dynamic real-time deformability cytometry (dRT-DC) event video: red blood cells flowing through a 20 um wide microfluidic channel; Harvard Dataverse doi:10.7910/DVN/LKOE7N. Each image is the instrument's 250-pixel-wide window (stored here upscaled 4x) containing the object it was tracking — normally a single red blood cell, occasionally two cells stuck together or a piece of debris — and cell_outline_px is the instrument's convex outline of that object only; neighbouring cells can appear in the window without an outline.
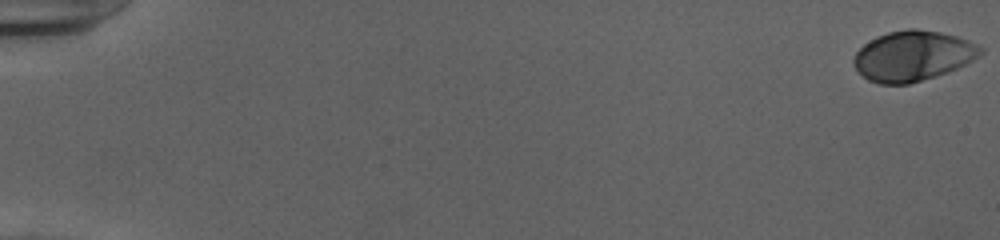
{"species": "human", "species_latin": "Homo sapiens", "temperature_condition": "cold", "stored_images_in_passage": 54, "camera_frame_rate_fps": 3000, "um_per_image_px": 0.085, "donor": {"sex": "female"}, "frame": {"image": 1, "passage_image": 1, "time_ms": 0.0, "image_size_px": [1000, 240], "cell_outline_px": [[984, 52], [980, 56], [948, 72], [936, 76], [908, 84], [880, 84], [868, 80], [856, 68], [852, 60], [856, 52], [864, 44], [876, 36], [888, 32], [908, 28], [916, 28], [940, 32], [956, 36], [968, 40], [984, 48]], "centroid_in_image_um": [77.6, 4.74], "position_along_channel_um": 7.4, "area_um2": 37.05}}
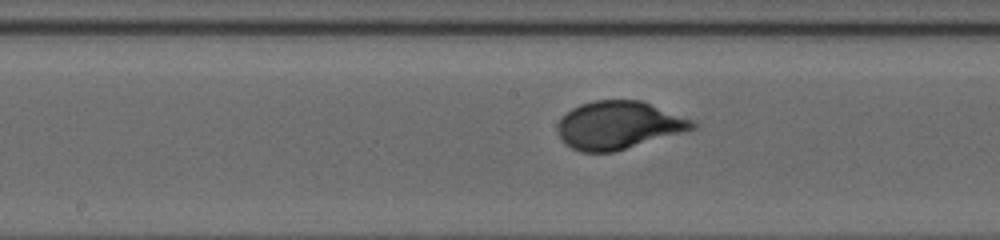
{"frame": {"image": 2, "passage_image": 30, "time_ms": 9.667, "image_size_px": [1000, 240], "cell_outline_px": [[696, 128], [612, 152], [580, 152], [564, 144], [556, 128], [556, 124], [572, 108], [580, 104], [596, 100], [640, 100], [696, 120]], "centroid_in_image_um": [52.57, 10.63], "position_along_channel_um": 195.6, "area_um2": 37.45}}
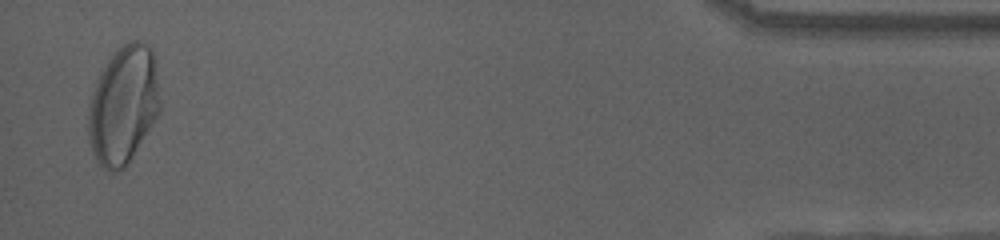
{"frame": {"image": 3, "passage_image": 53, "time_ms": 17.333, "image_size_px": [1000, 240], "cell_outline_px": [[160, 112], [132, 156], [124, 168], [116, 172], [108, 172], [96, 160], [92, 152], [88, 140], [88, 108], [100, 72], [104, 64], [124, 44], [132, 40], [140, 40], [148, 44], [152, 48], [156, 60], [160, 104]], "centroid_in_image_um": [10.5, 8.92], "position_along_channel_um": 424.7, "area_um2": 49.36}, "authors_computed_cell_mechanics": {"area_um2": 36.7608, "velocity_mm_per_s": 3.9236, "shape_relaxation_time_tau1_ms": 4.0715, "shape_relaxation_time_tau2_ms": null, "deformation_change_tau1": 0.1913, "deformation_change_tau2": null}}